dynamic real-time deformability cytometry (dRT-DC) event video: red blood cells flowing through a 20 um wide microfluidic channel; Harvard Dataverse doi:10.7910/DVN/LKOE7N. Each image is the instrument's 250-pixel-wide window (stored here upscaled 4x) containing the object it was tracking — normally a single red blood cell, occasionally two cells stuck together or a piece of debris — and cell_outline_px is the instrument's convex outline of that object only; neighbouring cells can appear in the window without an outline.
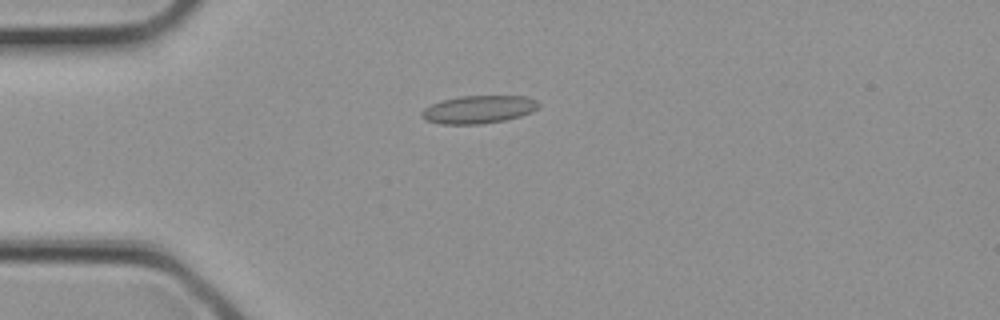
{"species": "common noctule bat (a hibernating species)", "species_latin": "Nyctalus noctula", "temperature_condition": "cold", "stored_images_in_passage": 2, "camera_frame_rate_fps": 3000, "um_per_image_px": 0.085, "animal": {"sex": "female", "body_mass_g": 21.9}, "frame": {"image": 1, "passage_image": 2, "time_ms": 0.333, "image_size_px": [1000, 320], "cell_outline_px": [[540, 104], [532, 112], [520, 116], [504, 120], [480, 124], [440, 124], [424, 120], [420, 116], [420, 112], [424, 108], [432, 104], [444, 100], [460, 96], [524, 96], [536, 100]], "centroid_in_image_um": [40.64, 9.31], "position_along_channel_um": 44.4, "area_um2": 18.96}}